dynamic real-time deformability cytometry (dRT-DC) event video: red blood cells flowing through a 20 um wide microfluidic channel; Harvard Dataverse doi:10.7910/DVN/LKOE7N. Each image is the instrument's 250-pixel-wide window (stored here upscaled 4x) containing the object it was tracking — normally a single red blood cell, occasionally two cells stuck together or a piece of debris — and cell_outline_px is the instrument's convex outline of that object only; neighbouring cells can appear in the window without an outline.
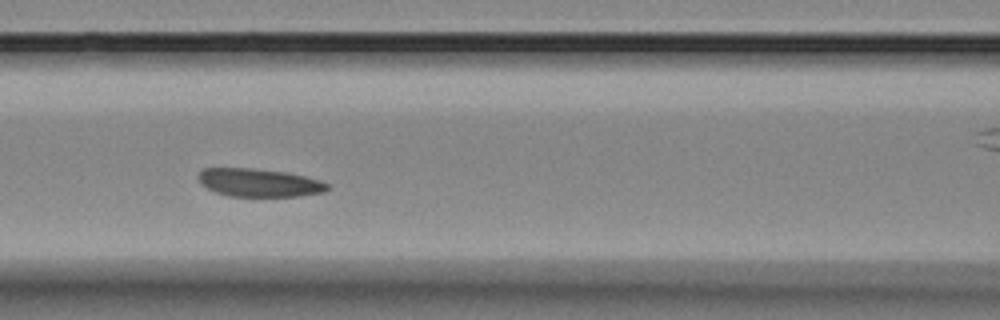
{"species": "Egyptian fruit bat (a non-hibernating species)", "species_latin": "Rousettus aegyptiacus", "temperature_condition": "room temperature", "stored_images_in_passage": 8, "segment_of_instrument_passage": [1, 2], "camera_frame_rate_fps": 3000, "um_per_image_px": 0.085, "animal": {"sex": "female"}, "frame": {"image": 1, "passage_image": 5, "time_ms": 5.667, "image_size_px": [1000, 320], "cell_outline_px": [[332, 188], [324, 192], [300, 196], [228, 196], [216, 192], [200, 184], [196, 176], [204, 168], [252, 168], [288, 172], [320, 180], [328, 184]], "centroid_in_image_um": [22.03, 15.52], "position_along_channel_um": 144.6, "area_um2": 21.33}}
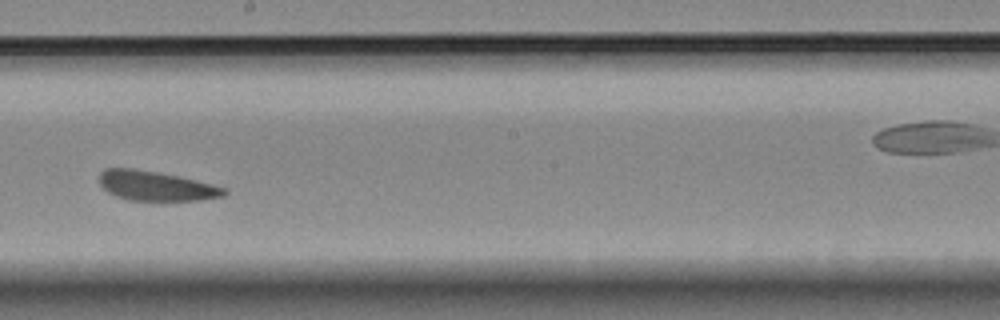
{"frame": {"image": 2, "passage_image": 7, "time_ms": 8.0, "image_size_px": [1000, 320], "cell_outline_px": [[228, 192], [224, 196], [200, 200], [128, 200], [116, 196], [108, 192], [100, 184], [100, 172], [104, 168], [132, 168], [180, 176], [228, 188]], "centroid_in_image_um": [13.28, 15.8], "position_along_channel_um": 234.9, "area_um2": 21.56}}